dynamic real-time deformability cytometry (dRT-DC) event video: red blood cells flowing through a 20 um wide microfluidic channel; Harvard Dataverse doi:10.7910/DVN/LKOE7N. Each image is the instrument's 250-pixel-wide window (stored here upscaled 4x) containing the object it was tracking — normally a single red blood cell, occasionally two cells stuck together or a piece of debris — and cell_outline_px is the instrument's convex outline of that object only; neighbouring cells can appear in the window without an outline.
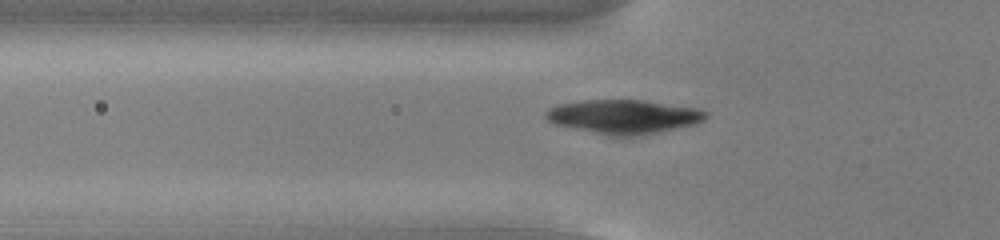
{"species": "common noctule bat (a hibernating species)", "species_latin": "Nyctalus noctula", "temperature_condition": "cold", "stored_images_in_passage": 44, "camera_frame_rate_fps": 3000, "um_per_image_px": 0.085, "animal": {"sex": "male", "body_mass_g": 13.0, "forearm_length_mm": 53.1}, "frame": {"image": 1, "passage_image": 8, "time_ms": 2.333, "image_size_px": [1000, 240], "cell_outline_px": [[708, 116], [704, 120], [696, 124], [636, 136], [608, 136], [556, 124], [548, 120], [544, 116], [544, 112], [548, 108], [560, 104], [584, 100], [644, 100], [700, 108], [708, 112]], "centroid_in_image_um": [53.04, 9.91], "position_along_channel_um": 72.8, "area_um2": 31.79}}
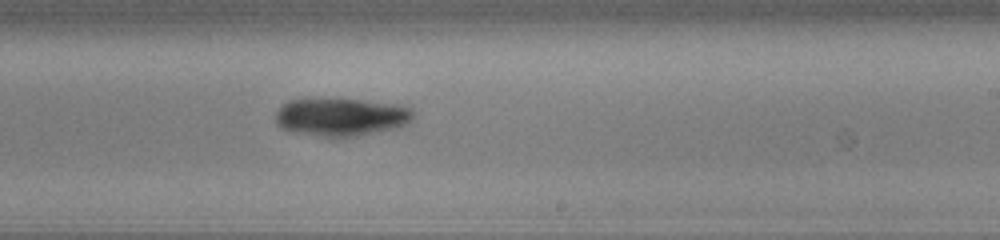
{"frame": {"image": 2, "passage_image": 23, "time_ms": 7.333, "image_size_px": [1000, 240], "cell_outline_px": [[412, 116], [408, 124], [396, 128], [360, 136], [336, 140], [292, 132], [280, 128], [276, 124], [276, 112], [288, 100], [340, 96], [396, 104], [412, 108]], "centroid_in_image_um": [28.96, 9.94], "position_along_channel_um": 260.0, "area_um2": 32.08}}
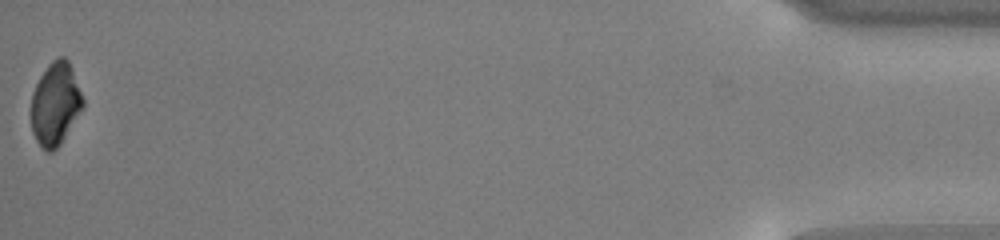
{"frame": {"image": 3, "passage_image": 44, "time_ms": 14.333, "image_size_px": [1000, 240], "cell_outline_px": [[84, 108], [60, 144], [52, 152], [48, 152], [36, 140], [32, 132], [32, 92], [40, 76], [48, 64], [52, 60], [60, 56], [64, 56], [68, 60], [84, 100]], "centroid_in_image_um": [4.72, 8.82], "position_along_channel_um": 430.5, "area_um2": 24.8}}